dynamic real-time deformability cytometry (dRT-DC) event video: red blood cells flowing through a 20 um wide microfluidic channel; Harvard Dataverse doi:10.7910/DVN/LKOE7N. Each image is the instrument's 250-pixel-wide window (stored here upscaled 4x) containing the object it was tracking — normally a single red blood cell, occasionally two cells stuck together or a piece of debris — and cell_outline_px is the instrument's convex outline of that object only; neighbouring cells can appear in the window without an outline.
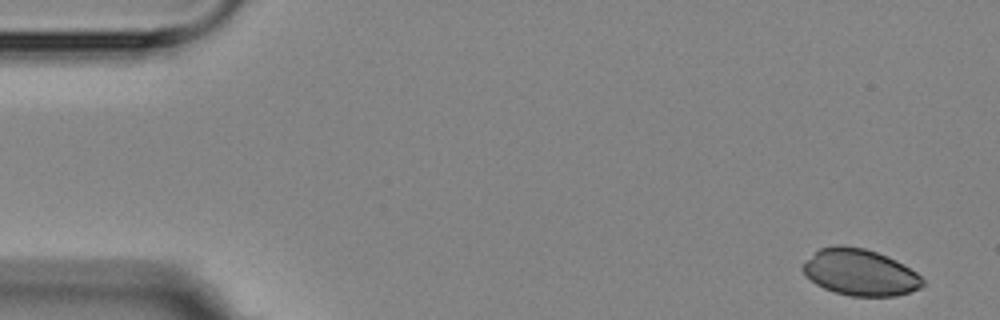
{"species": "Egyptian fruit bat (a non-hibernating species)", "species_latin": "Rousettus aegyptiacus", "temperature_condition": "room temperature", "stored_images_in_passage": 4, "camera_frame_rate_fps": 3000, "um_per_image_px": 0.085, "animal": {"sex": "female"}, "frame": {"image": 1, "passage_image": 1, "time_ms": 0.0, "image_size_px": [1000, 320], "cell_outline_px": [[924, 284], [920, 288], [896, 296], [852, 296], [836, 292], [824, 288], [816, 284], [800, 268], [820, 248], [836, 244], [840, 244], [864, 248], [876, 252], [896, 260], [916, 272], [924, 280]], "centroid_in_image_um": [73.12, 23.15], "position_along_channel_um": 11.9, "area_um2": 32.08}}
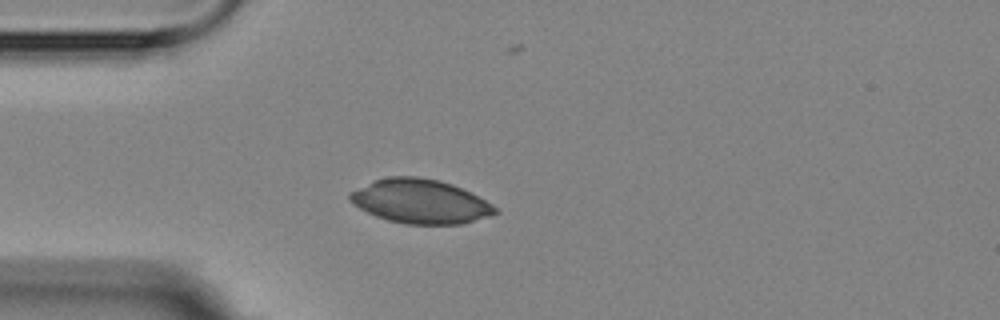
{"frame": {"image": 2, "passage_image": 4, "time_ms": 4.0, "image_size_px": [1000, 320], "cell_outline_px": [[500, 212], [464, 224], [404, 224], [388, 220], [376, 216], [352, 204], [348, 200], [348, 192], [376, 180], [388, 176], [416, 176], [440, 180], [452, 184], [492, 204]], "centroid_in_image_um": [35.69, 17.12], "position_along_channel_um": 49.3, "area_um2": 37.22}}